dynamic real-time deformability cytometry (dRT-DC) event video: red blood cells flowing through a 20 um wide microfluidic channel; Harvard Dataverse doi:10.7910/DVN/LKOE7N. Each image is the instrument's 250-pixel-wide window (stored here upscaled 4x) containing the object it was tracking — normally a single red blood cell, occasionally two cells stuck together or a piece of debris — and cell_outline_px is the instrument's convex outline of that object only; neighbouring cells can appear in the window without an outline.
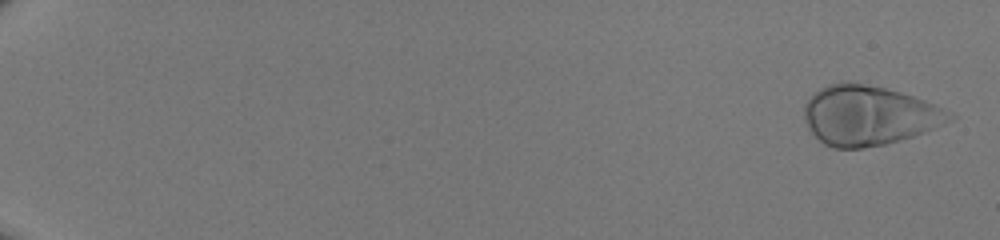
{"species": "human", "species_latin": "Homo sapiens", "temperature_condition": "room temperature", "stored_images_in_passage": 50, "camera_frame_rate_fps": 3000, "um_per_image_px": 0.085, "donor": {"sex": "male"}, "frame": {"image": 1, "passage_image": 2, "time_ms": 0.333, "image_size_px": [1000, 240], "cell_outline_px": [[956, 116], [952, 120], [944, 124], [924, 132], [900, 140], [884, 144], [864, 148], [832, 148], [824, 144], [808, 128], [804, 116], [804, 104], [820, 88], [828, 84], [864, 84], [884, 88], [900, 92], [924, 100], [952, 112]], "centroid_in_image_um": [73.86, 9.84], "position_along_channel_um": 11.1, "area_um2": 49.82}}
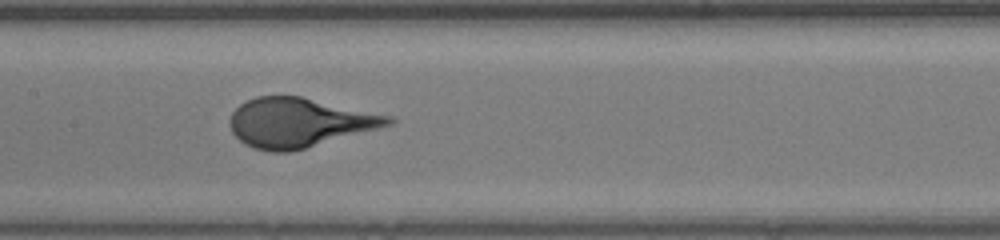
{"frame": {"image": 2, "passage_image": 29, "time_ms": 9.333, "image_size_px": [1000, 240], "cell_outline_px": [[396, 120], [392, 124], [304, 148], [288, 152], [272, 152], [252, 148], [244, 144], [232, 132], [228, 124], [228, 120], [232, 112], [240, 104], [256, 96], [300, 96], [392, 116]], "centroid_in_image_um": [25.37, 10.41], "position_along_channel_um": 182.0, "area_um2": 45.14}}
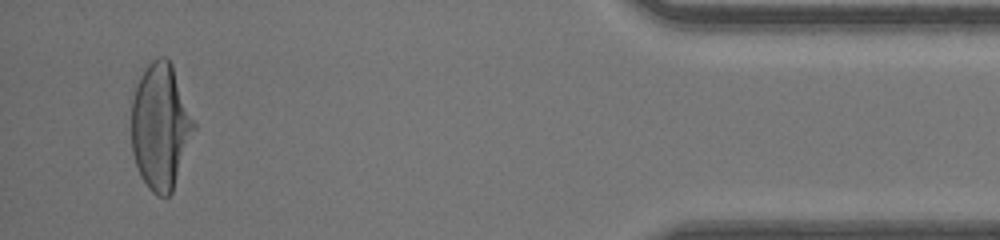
{"frame": {"image": 3, "passage_image": 49, "time_ms": 16.0, "image_size_px": [1000, 240], "cell_outline_px": [[196, 128], [172, 192], [168, 196], [156, 196], [148, 188], [140, 176], [132, 152], [132, 100], [136, 84], [144, 68], [152, 60], [160, 56], [164, 56], [172, 64], [196, 124]], "centroid_in_image_um": [13.64, 10.75], "position_along_channel_um": 421.6, "area_um2": 45.95}}